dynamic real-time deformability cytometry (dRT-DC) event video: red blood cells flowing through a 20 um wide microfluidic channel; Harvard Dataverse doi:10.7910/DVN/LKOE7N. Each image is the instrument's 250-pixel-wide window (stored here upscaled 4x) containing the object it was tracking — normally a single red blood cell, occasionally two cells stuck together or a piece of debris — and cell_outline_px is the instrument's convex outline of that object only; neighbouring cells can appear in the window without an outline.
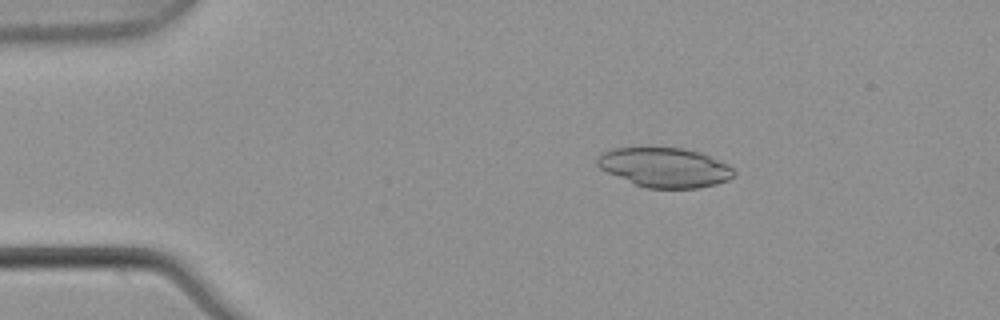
{"species": "common noctule bat (a hibernating species)", "species_latin": "Nyctalus noctula", "temperature_condition": "warm", "stored_images_in_passage": 6, "camera_frame_rate_fps": 3000, "um_per_image_px": 0.085, "animal": {"sex": "male", "body_mass_g": 21.5, "forearm_length_mm": 52.0}, "frame": {"image": 1, "passage_image": 3, "time_ms": 0.667, "image_size_px": [1000, 320], "cell_outline_px": [[736, 176], [728, 180], [716, 184], [696, 188], [648, 188], [636, 184], [608, 172], [600, 168], [596, 164], [596, 156], [600, 152], [612, 148], [680, 148], [700, 152], [728, 164], [736, 172]], "centroid_in_image_um": [56.51, 14.23], "position_along_channel_um": 28.5, "area_um2": 31.39}}